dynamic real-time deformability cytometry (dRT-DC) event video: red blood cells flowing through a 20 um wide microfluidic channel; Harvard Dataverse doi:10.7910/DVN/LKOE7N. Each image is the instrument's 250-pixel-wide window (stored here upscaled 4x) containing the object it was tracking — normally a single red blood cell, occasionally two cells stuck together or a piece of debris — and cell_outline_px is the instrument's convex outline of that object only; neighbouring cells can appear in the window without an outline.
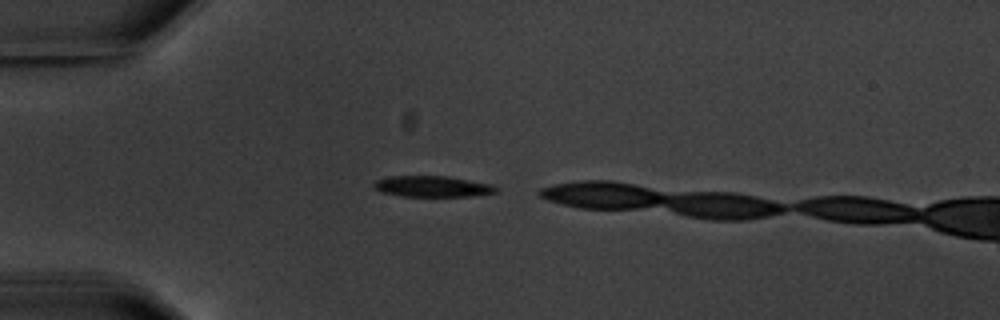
{"species": "common noctule bat (a hibernating species)", "species_latin": "Nyctalus noctula", "temperature_condition": "warm", "stored_images_in_passage": 2, "camera_frame_rate_fps": 3000, "um_per_image_px": 0.085, "animal": {"sex": "male", "body_mass_g": 20.1, "forearm_length_mm": 53.5}, "frame": {"image": 1, "passage_image": 1, "time_ms": 0.0, "image_size_px": [1000, 320], "cell_outline_px": [[500, 192], [476, 196], [400, 196], [380, 192], [372, 184], [376, 180], [392, 176], [448, 176], [492, 184], [500, 188]], "centroid_in_image_um": [36.83, 15.85], "position_along_channel_um": 48.2, "area_um2": 15.14}}